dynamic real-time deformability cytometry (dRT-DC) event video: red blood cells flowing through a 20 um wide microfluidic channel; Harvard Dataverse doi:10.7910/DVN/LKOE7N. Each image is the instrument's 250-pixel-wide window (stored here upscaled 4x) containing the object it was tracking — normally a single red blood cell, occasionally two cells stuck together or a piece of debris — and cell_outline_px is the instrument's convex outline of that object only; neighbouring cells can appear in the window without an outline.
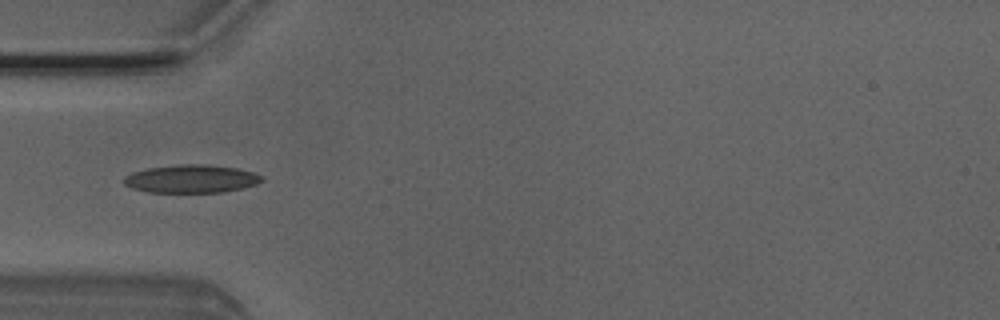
{"species": "Egyptian fruit bat (a non-hibernating species)", "species_latin": "Rousettus aegyptiacus", "temperature_condition": "room temperature", "stored_images_in_passage": 2, "camera_frame_rate_fps": 3000, "um_per_image_px": 0.085, "animal": {"sex": "male"}, "frame": {"image": 1, "passage_image": 2, "time_ms": 0.333, "image_size_px": [1000, 320], "cell_outline_px": [[264, 180], [256, 184], [244, 188], [224, 192], [148, 192], [132, 188], [124, 184], [124, 176], [132, 172], [144, 168], [176, 164], [208, 164], [236, 168], [252, 172], [264, 176]], "centroid_in_image_um": [16.26, 15.19], "position_along_channel_um": 68.7, "area_um2": 22.83}}